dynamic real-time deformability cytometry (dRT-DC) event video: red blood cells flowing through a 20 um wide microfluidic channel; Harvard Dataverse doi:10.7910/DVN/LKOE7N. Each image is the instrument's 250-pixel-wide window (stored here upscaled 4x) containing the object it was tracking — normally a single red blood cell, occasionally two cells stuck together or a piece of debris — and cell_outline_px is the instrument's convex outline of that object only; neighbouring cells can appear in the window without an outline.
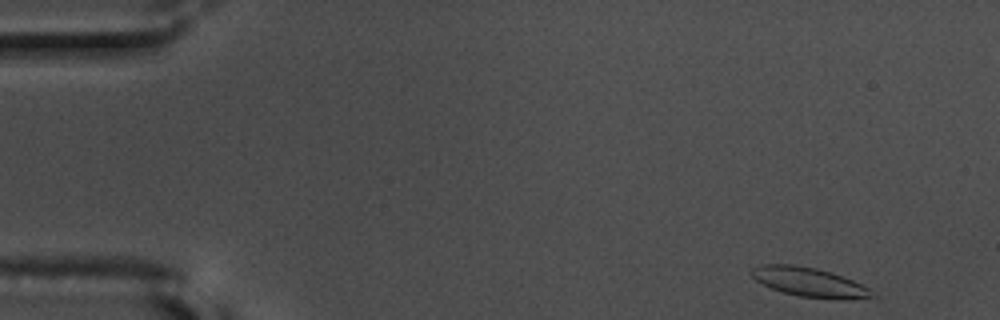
{"species": "common noctule bat (a hibernating species)", "species_latin": "Nyctalus noctula", "temperature_condition": "warm", "stored_images_in_passage": 54, "camera_frame_rate_fps": 3000, "um_per_image_px": 0.085, "animal": {"sex": "male", "body_mass_g": 17.5, "forearm_length_mm": 52.3}, "frame": {"image": 1, "passage_image": 1, "time_ms": 0.0, "image_size_px": [1000, 320], "cell_outline_px": [[876, 296], [840, 300], [800, 296], [784, 292], [772, 288], [756, 280], [752, 276], [752, 268], [764, 264], [792, 264], [816, 268], [832, 272], [872, 288]], "centroid_in_image_um": [68.85, 23.98], "position_along_channel_um": 16.1, "area_um2": 20.46}}
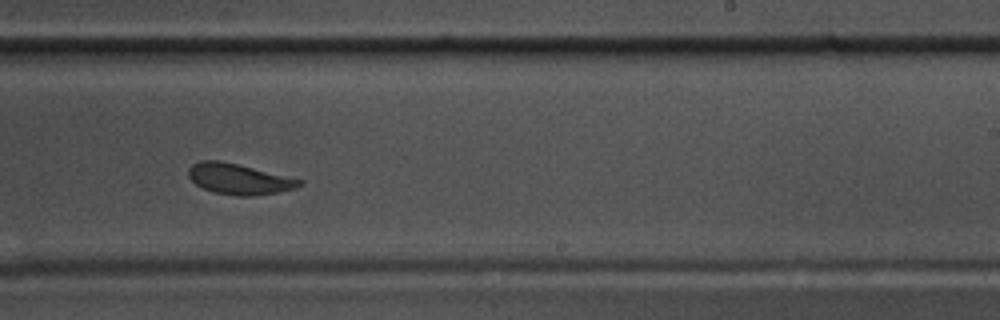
{"frame": {"image": 2, "passage_image": 32, "time_ms": 10.333, "image_size_px": [1000, 320], "cell_outline_px": [[304, 184], [296, 188], [276, 192], [252, 196], [240, 196], [216, 192], [204, 188], [196, 184], [188, 176], [188, 168], [192, 164], [200, 160], [220, 160], [304, 180]], "centroid_in_image_um": [20.32, 15.2], "position_along_channel_um": 268.7, "area_um2": 19.65}}
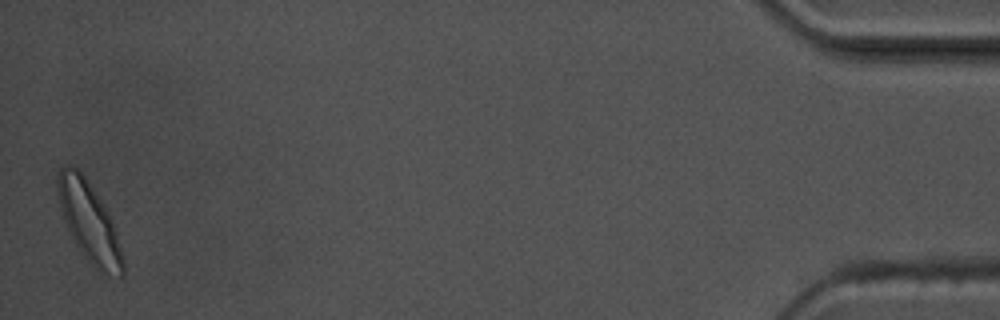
{"frame": {"image": 3, "passage_image": 53, "time_ms": 17.333, "image_size_px": [1000, 320], "cell_outline_px": [[124, 276], [120, 276], [104, 272], [88, 260], [80, 252], [64, 220], [60, 208], [56, 188], [56, 176], [60, 168], [68, 164], [76, 168], [84, 176], [104, 204], [112, 220], [124, 260]], "centroid_in_image_um": [7.55, 18.81], "position_along_channel_um": 427.6, "area_um2": 29.77}, "authors_computed_cell_mechanics": {"area_um2": 20.4323, "velocity_mm_per_s": 3.5729, "shape_relaxation_time_tau1_ms": 6.806, "shape_relaxation_time_tau2_ms": 3.8442, "deformation_change_tau1": 0.1986, "deformation_change_tau2": 0.1017}}